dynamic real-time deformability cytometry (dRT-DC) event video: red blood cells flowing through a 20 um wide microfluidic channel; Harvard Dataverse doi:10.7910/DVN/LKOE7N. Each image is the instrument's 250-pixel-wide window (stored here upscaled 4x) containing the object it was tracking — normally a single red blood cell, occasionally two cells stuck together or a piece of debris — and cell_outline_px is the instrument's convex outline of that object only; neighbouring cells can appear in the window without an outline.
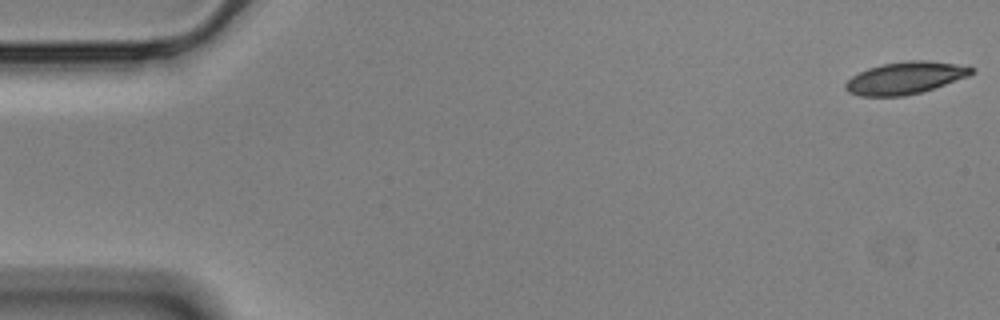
{"species": "Egyptian fruit bat (a non-hibernating species)", "species_latin": "Rousettus aegyptiacus", "temperature_condition": "cold", "stored_images_in_passage": 56, "camera_frame_rate_fps": 3000, "um_per_image_px": 0.085, "animal": {"sex": "male"}, "frame": {"image": 1, "passage_image": 1, "time_ms": 0.0, "image_size_px": [1000, 320], "cell_outline_px": [[976, 72], [968, 76], [920, 92], [904, 96], [860, 96], [848, 92], [844, 88], [844, 84], [852, 76], [868, 68], [880, 64], [908, 60], [928, 60], [968, 64], [976, 68]], "centroid_in_image_um": [76.99, 6.6], "position_along_channel_um": 8.0, "area_um2": 23.93}}
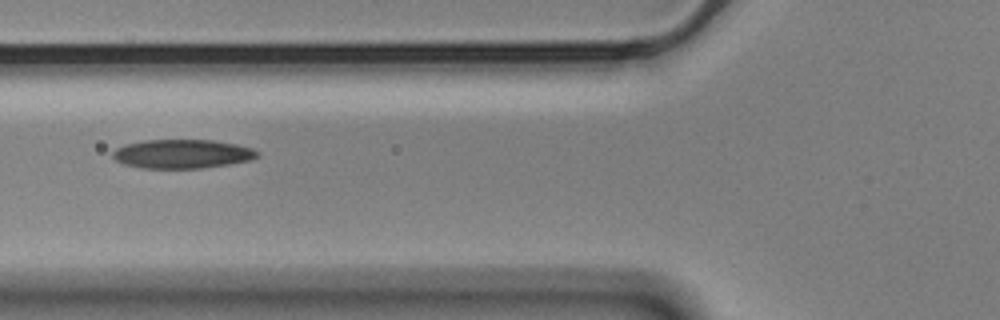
{"frame": {"image": 2, "passage_image": 21, "time_ms": 6.667, "image_size_px": [1000, 320], "cell_outline_px": [[260, 156], [252, 160], [228, 164], [200, 168], [140, 168], [124, 164], [116, 160], [112, 156], [112, 152], [116, 148], [124, 144], [144, 140], [212, 140], [236, 144], [252, 148], [260, 152]], "centroid_in_image_um": [15.5, 13.08], "position_along_channel_um": 110.3, "area_um2": 24.51}}
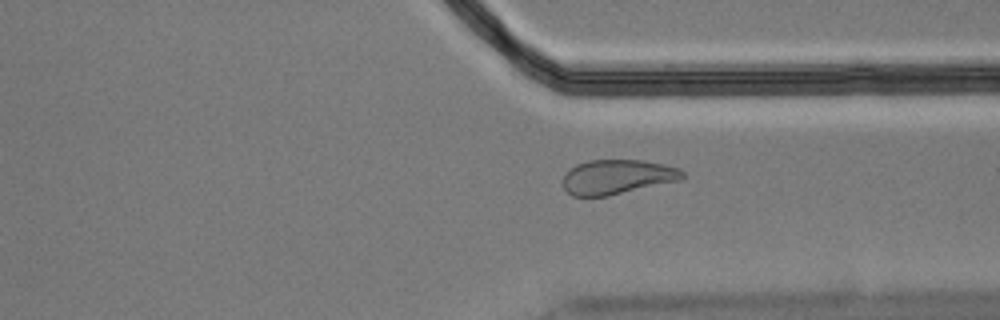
{"frame": {"image": 3, "passage_image": 42, "time_ms": 13.667, "image_size_px": [1000, 320], "cell_outline_px": [[688, 176], [684, 180], [608, 196], [572, 196], [564, 188], [564, 172], [568, 168], [576, 164], [588, 160], [644, 160], [664, 164], [680, 168]], "centroid_in_image_um": [52.52, 15.03], "position_along_channel_um": 358.9, "area_um2": 24.62}, "authors_computed_cell_mechanics": {"area_um2": 24.854, "velocity_mm_per_s": 3.5489, "shape_relaxation_time_tau1_ms": 7.8439, "shape_relaxation_time_tau2_ms": 4.936, "deformation_change_tau1": 0.1713, "deformation_change_tau2": 0.1181}}